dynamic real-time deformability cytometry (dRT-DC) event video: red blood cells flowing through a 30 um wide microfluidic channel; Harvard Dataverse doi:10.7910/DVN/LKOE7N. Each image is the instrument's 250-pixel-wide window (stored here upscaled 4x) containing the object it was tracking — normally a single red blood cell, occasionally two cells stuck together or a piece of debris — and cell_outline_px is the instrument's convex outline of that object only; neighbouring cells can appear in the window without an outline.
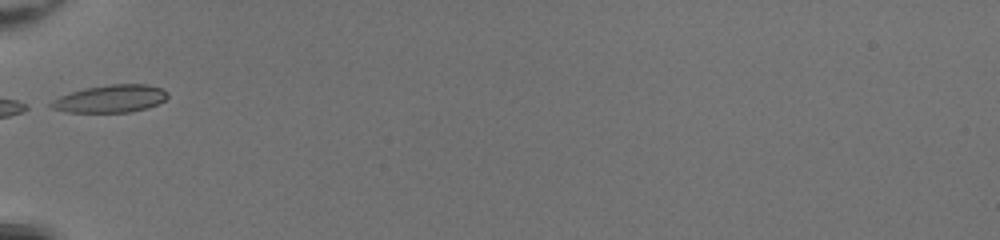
{"species": "common noctule bat (a hibernating species)", "species_latin": "Nyctalus noctula", "temperature_condition": "room temperature", "stored_images_in_passage": 3, "camera_frame_rate_fps": 3000, "um_per_image_px": 0.085, "animal": {"sex": "female", "body_mass_g": 20.0, "forearm_length_mm": 54.0}, "frame": {"image": 1, "passage_image": 1, "time_ms": 0.0, "image_size_px": [1000, 240], "cell_outline_px": [[168, 96], [164, 100], [148, 108], [132, 112], [64, 112], [48, 108], [44, 104], [60, 96], [84, 88], [108, 84], [148, 84], [164, 88], [168, 92]], "centroid_in_image_um": [9.35, 8.39], "position_along_channel_um": 75.7, "area_um2": 19.13}}